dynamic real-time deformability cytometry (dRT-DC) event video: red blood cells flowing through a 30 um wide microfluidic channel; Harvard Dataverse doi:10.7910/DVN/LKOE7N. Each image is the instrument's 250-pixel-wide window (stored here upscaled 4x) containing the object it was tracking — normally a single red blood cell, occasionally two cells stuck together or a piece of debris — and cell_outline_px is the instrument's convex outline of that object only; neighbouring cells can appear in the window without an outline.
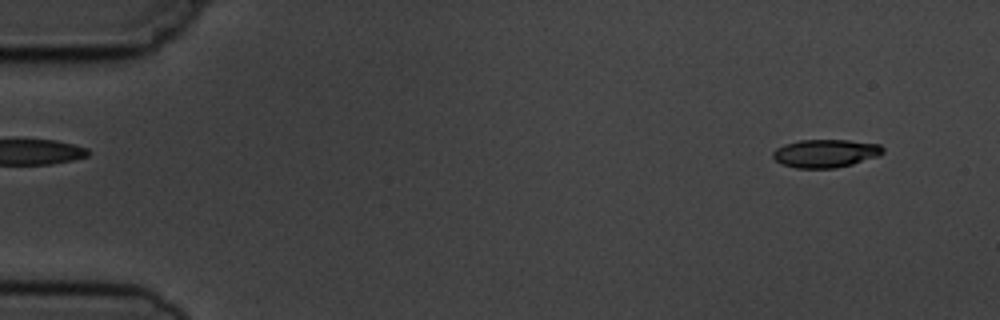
{"species": "common noctule bat (a hibernating species)", "species_latin": "Nyctalus noctula", "temperature_condition": "cold", "stored_images_in_passage": 6, "camera_frame_rate_fps": 3000, "um_per_image_px": 0.085, "animal": {"sex": "male", "body_mass_g": 19.5, "forearm_length_mm": 54.6}, "frame": {"image": 1, "passage_image": 1, "time_ms": 0.0, "image_size_px": [1000, 320], "cell_outline_px": [[884, 152], [880, 156], [852, 164], [836, 168], [796, 168], [780, 164], [772, 156], [772, 152], [776, 148], [784, 144], [800, 140], [848, 140], [880, 144], [884, 148]], "centroid_in_image_um": [70.17, 13.04], "position_along_channel_um": 14.8, "area_um2": 18.21}}
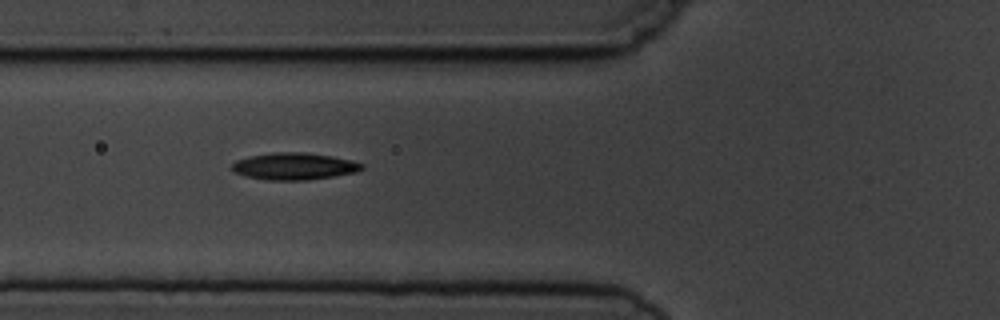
{"frame": {"image": 2, "passage_image": 5, "time_ms": 5.333, "image_size_px": [1000, 320], "cell_outline_px": [[364, 168], [356, 172], [308, 180], [264, 180], [232, 172], [232, 164], [236, 160], [252, 156], [272, 152], [304, 152], [332, 156], [352, 160], [364, 164]], "centroid_in_image_um": [25.01, 14.13], "position_along_channel_um": 100.8, "area_um2": 20.4}}
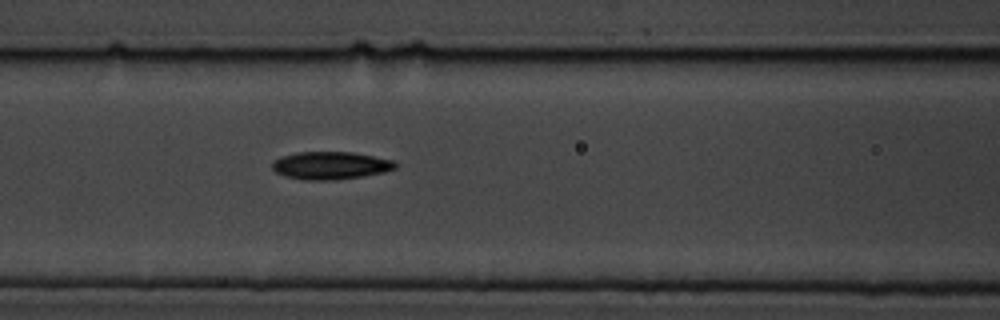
{"frame": {"image": 3, "passage_image": 6, "time_ms": 6.333, "image_size_px": [1000, 320], "cell_outline_px": [[396, 168], [384, 172], [364, 176], [336, 180], [308, 180], [284, 176], [276, 172], [272, 168], [272, 160], [280, 156], [296, 152], [352, 152], [392, 160], [396, 164]], "centroid_in_image_um": [28.05, 14.06], "position_along_channel_um": 138.5, "area_um2": 19.94}}